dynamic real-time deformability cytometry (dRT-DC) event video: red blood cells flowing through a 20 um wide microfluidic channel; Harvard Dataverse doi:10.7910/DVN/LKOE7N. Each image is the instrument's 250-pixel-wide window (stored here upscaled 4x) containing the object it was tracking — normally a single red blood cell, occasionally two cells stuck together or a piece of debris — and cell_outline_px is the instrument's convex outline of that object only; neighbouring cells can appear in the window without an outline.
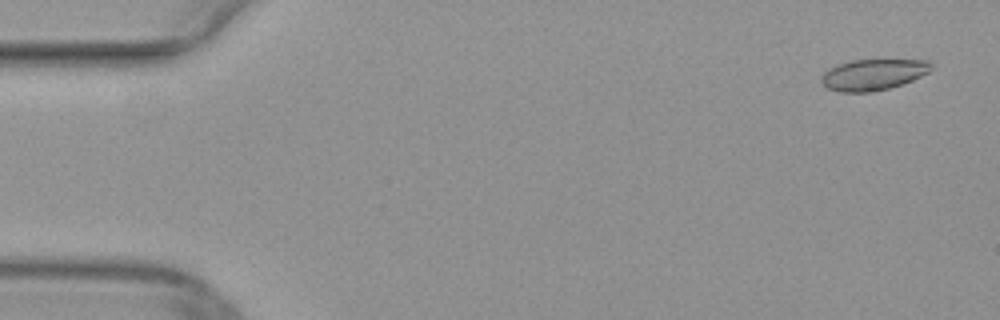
{"species": "common noctule bat (a hibernating species)", "species_latin": "Nyctalus noctula", "temperature_condition": "warm", "stored_images_in_passage": 43, "camera_frame_rate_fps": 3000, "um_per_image_px": 0.085, "animal": {"sex": "female", "body_mass_g": 29.2, "forearm_length_mm": 56.3}, "frame": {"image": 1, "passage_image": 3, "time_ms": 0.667, "image_size_px": [1000, 320], "cell_outline_px": [[932, 68], [928, 72], [904, 84], [888, 88], [868, 92], [840, 92], [828, 88], [820, 80], [820, 76], [828, 68], [836, 64], [852, 60], [928, 60], [932, 64]], "centroid_in_image_um": [74.19, 6.33], "position_along_channel_um": 10.8, "area_um2": 19.88}}
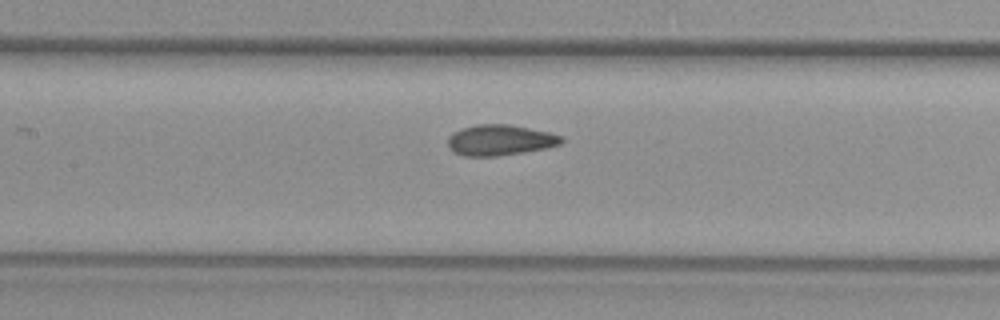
{"frame": {"image": 2, "passage_image": 24, "time_ms": 7.667, "image_size_px": [1000, 320], "cell_outline_px": [[564, 140], [560, 144], [544, 148], [524, 152], [496, 156], [464, 156], [452, 152], [448, 148], [448, 136], [452, 132], [460, 128], [476, 124], [508, 124], [548, 132], [564, 136]], "centroid_in_image_um": [42.45, 11.9], "position_along_channel_um": 165.0, "area_um2": 20.46}}
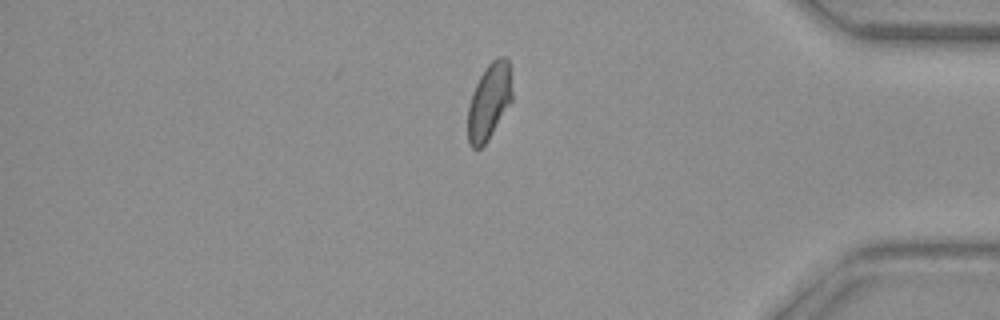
{"frame": {"image": 3, "passage_image": 43, "time_ms": 14.0, "image_size_px": [1000, 320], "cell_outline_px": [[512, 100], [488, 140], [480, 148], [472, 148], [468, 144], [468, 104], [472, 92], [484, 68], [492, 60], [500, 56], [508, 56], [512, 92]], "centroid_in_image_um": [41.57, 8.6], "position_along_channel_um": 393.6, "area_um2": 19.71}}